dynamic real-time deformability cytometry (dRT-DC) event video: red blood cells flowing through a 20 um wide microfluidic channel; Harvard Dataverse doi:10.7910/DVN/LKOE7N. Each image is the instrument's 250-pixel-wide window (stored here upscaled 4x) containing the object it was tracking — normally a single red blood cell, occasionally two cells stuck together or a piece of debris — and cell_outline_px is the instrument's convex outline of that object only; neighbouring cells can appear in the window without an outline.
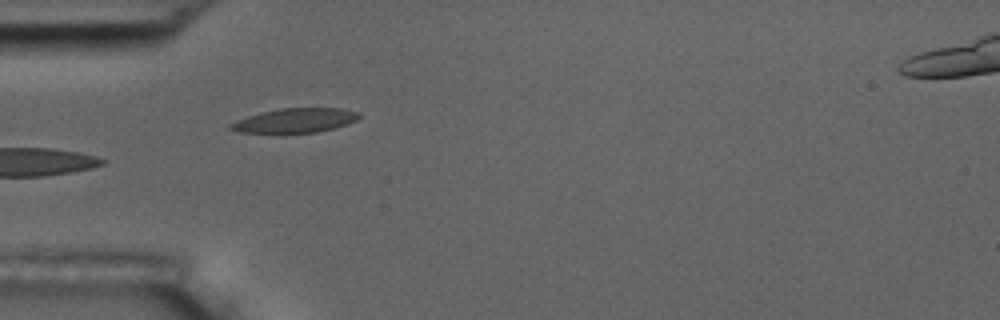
{"species": "common noctule bat (a hibernating species)", "species_latin": "Nyctalus noctula", "temperature_condition": "room temperature", "stored_images_in_passage": 6, "camera_frame_rate_fps": 3000, "um_per_image_px": 0.085, "animal": {"sex": "male", "body_mass_g": 17.5, "forearm_length_mm": 52.3}, "frame": {"image": 1, "passage_image": 5, "time_ms": 4.333, "image_size_px": [1000, 320], "cell_outline_px": [[360, 116], [356, 120], [348, 124], [336, 128], [316, 132], [240, 132], [228, 128], [228, 124], [236, 120], [248, 116], [280, 108], [340, 108], [360, 112]], "centroid_in_image_um": [25.12, 10.23], "position_along_channel_um": 59.9, "area_um2": 18.03}}